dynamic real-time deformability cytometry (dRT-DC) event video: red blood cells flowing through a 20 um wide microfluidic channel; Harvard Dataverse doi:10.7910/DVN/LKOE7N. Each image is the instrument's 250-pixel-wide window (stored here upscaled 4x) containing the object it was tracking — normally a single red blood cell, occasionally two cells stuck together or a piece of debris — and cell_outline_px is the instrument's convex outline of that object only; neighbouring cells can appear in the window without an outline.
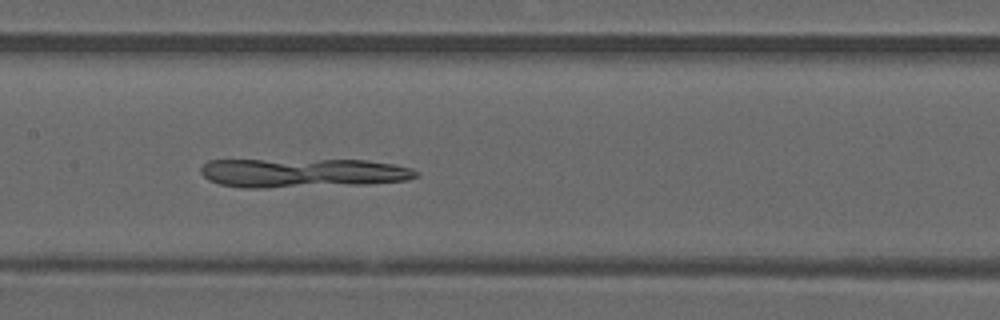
{"species": "common noctule bat (a hibernating species)", "species_latin": "Nyctalus noctula", "temperature_condition": "warm", "stored_images_in_passage": 50, "camera_frame_rate_fps": 3000, "um_per_image_px": 0.085, "animal": {"sex": "male", "forearm_length_mm": 52.5}, "frame": {"image": 1, "passage_image": 25, "time_ms": 8.0, "image_size_px": [1000, 320], "cell_outline_px": [[420, 176], [408, 180], [368, 184], [268, 188], [244, 188], [220, 184], [208, 180], [200, 172], [200, 168], [208, 160], [368, 160], [392, 164], [412, 168]], "centroid_in_image_um": [25.73, 14.7], "position_along_channel_um": 181.7, "area_um2": 36.76}}
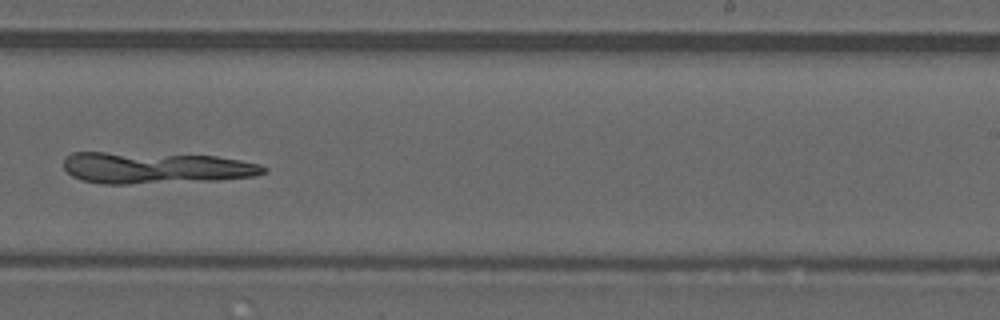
{"frame": {"image": 2, "passage_image": 32, "time_ms": 10.333, "image_size_px": [1000, 320], "cell_outline_px": [[268, 172], [256, 176], [216, 180], [128, 184], [100, 184], [80, 180], [72, 176], [64, 168], [64, 156], [72, 152], [104, 152], [216, 156], [240, 160], [260, 164], [268, 168]], "centroid_in_image_um": [13.21, 14.27], "position_along_channel_um": 275.8, "area_um2": 36.93}}
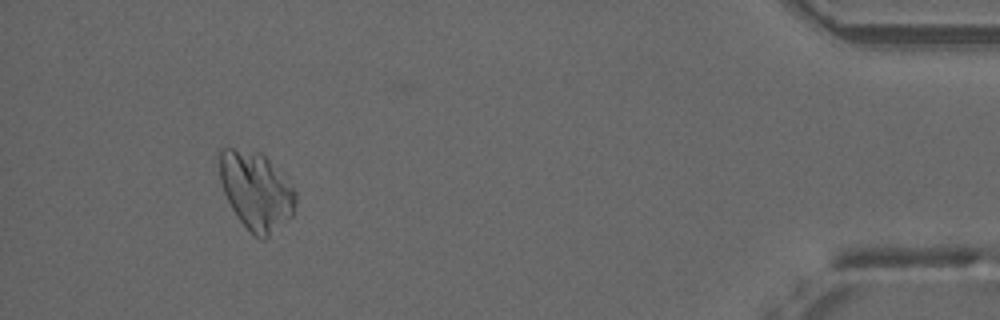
{"frame": {"image": 3, "passage_image": 47, "time_ms": 15.333, "image_size_px": [1000, 320], "cell_outline_px": [[296, 200], [292, 216], [264, 240], [260, 240], [236, 216], [224, 192], [220, 180], [220, 152], [224, 148], [232, 148], [260, 152], [268, 160], [296, 192]], "centroid_in_image_um": [21.76, 16.24], "position_along_channel_um": 413.4, "area_um2": 33.81}}